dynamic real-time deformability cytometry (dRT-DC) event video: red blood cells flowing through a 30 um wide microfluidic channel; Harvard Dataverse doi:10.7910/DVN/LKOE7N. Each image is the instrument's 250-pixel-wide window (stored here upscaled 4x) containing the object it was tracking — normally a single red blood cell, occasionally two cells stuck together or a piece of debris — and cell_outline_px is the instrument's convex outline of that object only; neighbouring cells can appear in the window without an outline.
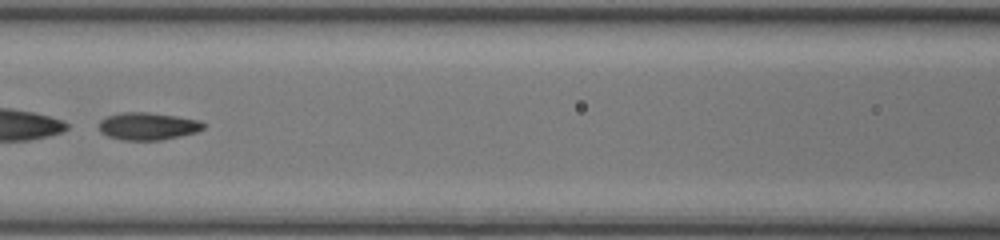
{"species": "common noctule bat (a hibernating species)", "species_latin": "Nyctalus noctula", "temperature_condition": "room temperature", "stored_images_in_passage": 50, "segment_of_instrument_passage": [2, 2], "camera_frame_rate_fps": 3000, "um_per_image_px": 0.085, "animal": {"sex": "female", "body_mass_g": 17.0, "forearm_length_mm": 48.0}, "frame": {"image": 1, "passage_image": 23, "time_ms": 7.333, "image_size_px": [1000, 240], "cell_outline_px": [[204, 128], [196, 132], [160, 140], [120, 140], [108, 136], [100, 132], [100, 120], [108, 116], [120, 112], [148, 112], [176, 116], [200, 120], [204, 124]], "centroid_in_image_um": [12.55, 10.72], "position_along_channel_um": 154.1, "area_um2": 16.65}}